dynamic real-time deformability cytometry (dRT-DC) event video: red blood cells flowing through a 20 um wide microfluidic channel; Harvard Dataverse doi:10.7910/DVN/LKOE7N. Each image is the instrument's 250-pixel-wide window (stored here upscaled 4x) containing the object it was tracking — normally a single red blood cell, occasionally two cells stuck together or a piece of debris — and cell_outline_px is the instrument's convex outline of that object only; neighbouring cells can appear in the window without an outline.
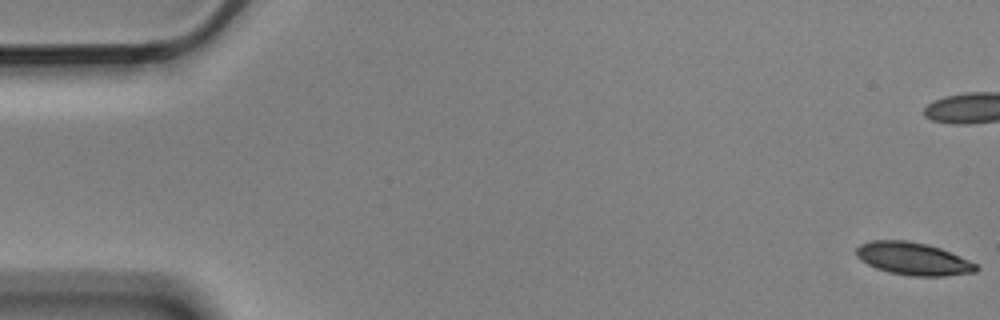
{"species": "Egyptian fruit bat (a non-hibernating species)", "species_latin": "Rousettus aegyptiacus", "temperature_condition": "cold", "stored_images_in_passage": 6, "camera_frame_rate_fps": 3000, "um_per_image_px": 0.085, "animal": {"sex": "male"}, "frame": {"image": 1, "passage_image": 1, "time_ms": 0.0, "image_size_px": [1000, 320], "cell_outline_px": [[980, 268], [976, 272], [944, 276], [908, 276], [888, 272], [876, 268], [860, 260], [856, 256], [856, 248], [860, 244], [872, 240], [908, 240], [928, 244], [940, 248], [960, 256], [976, 264]], "centroid_in_image_um": [77.61, 21.99], "position_along_channel_um": 7.4, "area_um2": 22.95}}